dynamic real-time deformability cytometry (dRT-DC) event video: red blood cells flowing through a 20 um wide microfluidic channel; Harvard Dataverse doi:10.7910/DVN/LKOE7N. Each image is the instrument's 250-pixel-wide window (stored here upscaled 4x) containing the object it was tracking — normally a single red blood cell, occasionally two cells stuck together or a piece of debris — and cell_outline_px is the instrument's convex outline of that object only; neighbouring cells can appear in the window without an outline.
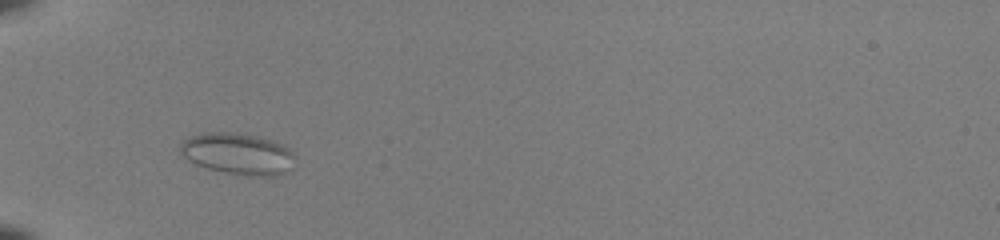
{"species": "common noctule bat (a hibernating species)", "species_latin": "Nyctalus noctula", "temperature_condition": "room temperature", "stored_images_in_passage": 37, "camera_frame_rate_fps": 3000, "um_per_image_px": 0.085, "animal": {"sex": "female", "body_mass_g": 22.0, "forearm_length_mm": 56.7}, "frame": {"image": 1, "passage_image": 4, "time_ms": 1.0, "image_size_px": [1000, 240], "cell_outline_px": [[296, 156], [292, 168], [276, 176], [248, 176], [224, 172], [208, 168], [196, 164], [188, 160], [180, 152], [180, 144], [184, 140], [192, 136], [204, 132], [236, 132], [256, 136], [272, 140], [288, 148]], "centroid_in_image_um": [20.23, 13.07], "position_along_channel_um": 64.8, "area_um2": 27.8}}
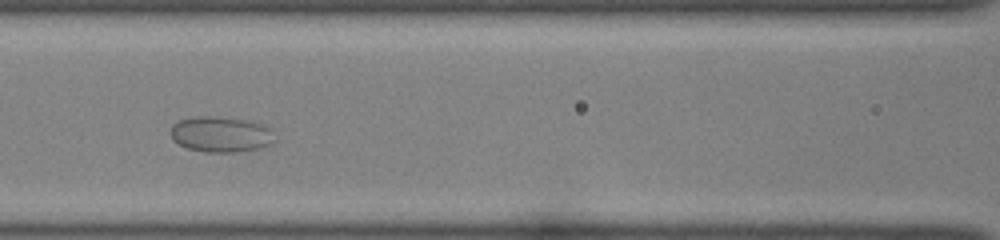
{"frame": {"image": 2, "passage_image": 11, "time_ms": 3.333, "image_size_px": [1000, 240], "cell_outline_px": [[276, 140], [272, 144], [260, 148], [236, 152], [204, 152], [188, 148], [172, 140], [172, 124], [180, 120], [192, 116], [216, 116], [248, 120], [264, 124], [272, 128]], "centroid_in_image_um": [18.83, 11.41], "position_along_channel_um": 147.8, "area_um2": 21.96}}
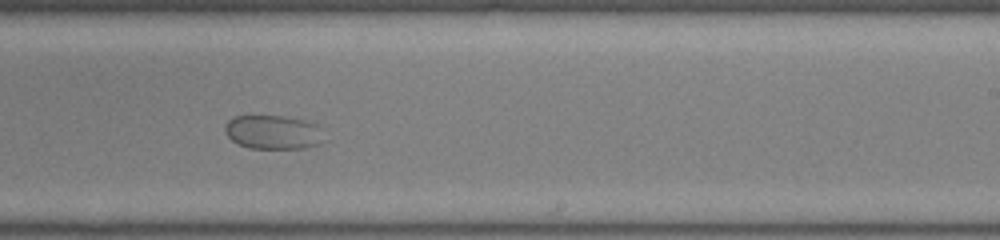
{"frame": {"image": 3, "passage_image": 20, "time_ms": 6.333, "image_size_px": [1000, 240], "cell_outline_px": [[324, 140], [320, 144], [304, 148], [248, 148], [236, 144], [224, 132], [224, 124], [228, 120], [236, 116], [284, 116], [304, 120], [316, 124], [320, 128]], "centroid_in_image_um": [23.19, 11.24], "position_along_channel_um": 265.8, "area_um2": 19.77}}